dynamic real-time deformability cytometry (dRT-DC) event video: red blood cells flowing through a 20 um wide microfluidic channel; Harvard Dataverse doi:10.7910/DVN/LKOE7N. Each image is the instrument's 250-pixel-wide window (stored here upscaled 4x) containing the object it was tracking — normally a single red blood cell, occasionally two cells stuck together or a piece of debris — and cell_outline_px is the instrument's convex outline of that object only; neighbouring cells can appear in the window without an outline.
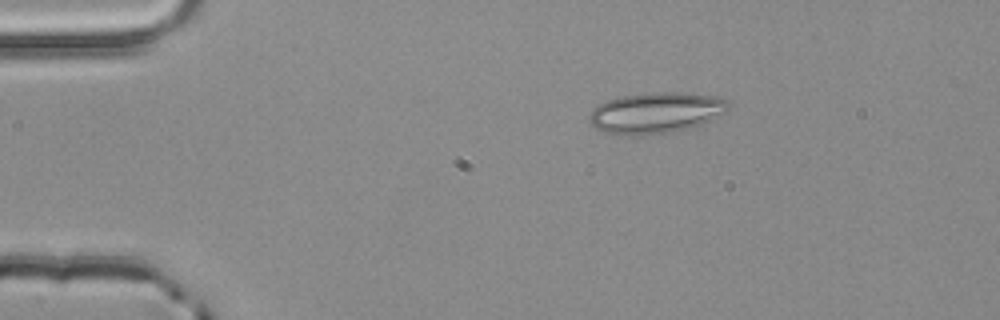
{"species": "common noctule bat (a hibernating species)", "species_latin": "Nyctalus noctula", "temperature_condition": "room temperature", "stored_images_in_passage": 3, "segment_of_instrument_passage": [1, 2], "camera_frame_rate_fps": 3000, "um_per_image_px": 0.085, "animal": {"sex": "male", "body_mass_g": 20.4}, "frame": {"image": 1, "passage_image": 1, "time_ms": 0.0, "image_size_px": [1000, 320], "cell_outline_px": [[732, 104], [724, 112], [700, 124], [668, 132], [640, 136], [632, 136], [604, 132], [596, 128], [588, 120], [588, 116], [592, 108], [608, 100], [624, 96], [644, 92], [680, 92], [716, 96]], "centroid_in_image_um": [55.69, 9.58], "position_along_channel_um": 29.3, "area_um2": 32.95}}